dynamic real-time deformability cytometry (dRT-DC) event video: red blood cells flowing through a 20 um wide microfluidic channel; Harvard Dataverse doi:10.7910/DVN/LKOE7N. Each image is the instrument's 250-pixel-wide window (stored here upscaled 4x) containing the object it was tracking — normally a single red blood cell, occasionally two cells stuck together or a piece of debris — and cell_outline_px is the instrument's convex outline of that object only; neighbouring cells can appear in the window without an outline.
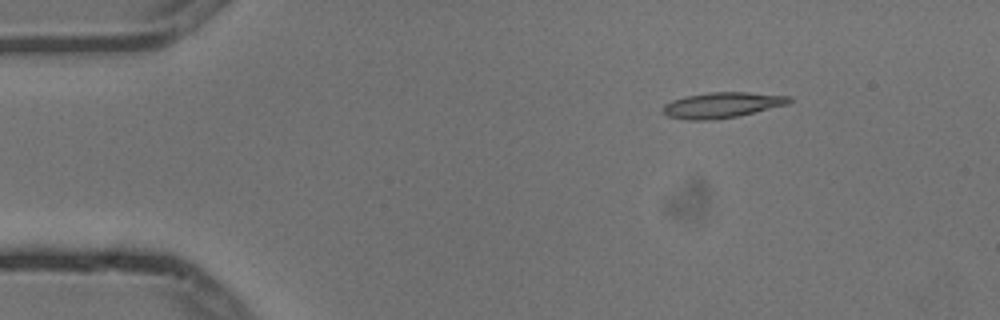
{"species": "common noctule bat (a hibernating species)", "species_latin": "Nyctalus noctula", "temperature_condition": "cold", "stored_images_in_passage": 4, "camera_frame_rate_fps": 3000, "um_per_image_px": 0.085, "animal": {"sex": "male", "body_mass_g": 13.3}, "frame": {"image": 1, "passage_image": 2, "time_ms": 0.333, "image_size_px": [1000, 320], "cell_outline_px": [[792, 100], [788, 104], [736, 116], [708, 120], [688, 120], [668, 116], [664, 112], [664, 104], [672, 100], [684, 96], [708, 92], [748, 92], [792, 96]], "centroid_in_image_um": [61.38, 8.91], "position_along_channel_um": 23.6, "area_um2": 18.67}}